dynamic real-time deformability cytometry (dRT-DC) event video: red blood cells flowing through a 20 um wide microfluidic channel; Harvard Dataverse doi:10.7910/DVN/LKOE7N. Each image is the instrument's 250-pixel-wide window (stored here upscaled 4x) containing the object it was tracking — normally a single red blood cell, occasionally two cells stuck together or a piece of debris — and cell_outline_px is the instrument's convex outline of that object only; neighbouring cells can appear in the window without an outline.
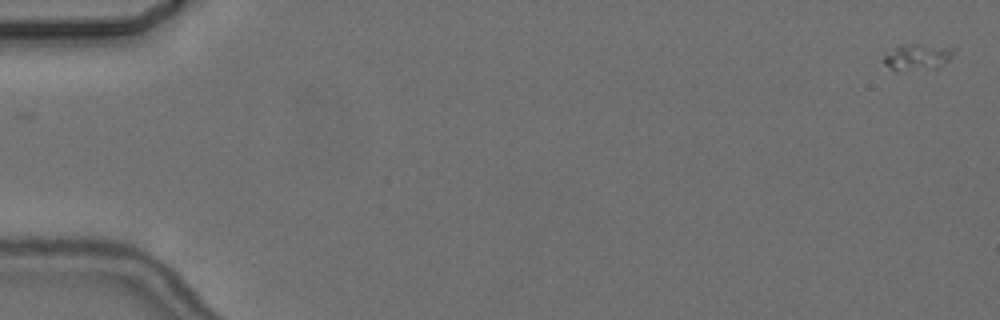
{"species": "common noctule bat (a hibernating species)", "species_latin": "Nyctalus noctula", "temperature_condition": "cold", "stored_images_in_passage": 4, "camera_frame_rate_fps": 3000, "um_per_image_px": 0.085, "animal": {"sex": "female", "body_mass_g": 24.6, "forearm_length_mm": 56.2}, "frame": {"image": 1, "passage_image": 1, "time_ms": 0.0, "image_size_px": [1000, 320], "cell_outline_px": [[956, 52], [948, 60], [936, 68], [892, 68], [884, 64], [880, 60], [884, 52], [892, 48], [908, 44], [956, 48]], "centroid_in_image_um": [77.94, 4.8], "position_along_channel_um": 7.1, "area_um2": 10.23}}